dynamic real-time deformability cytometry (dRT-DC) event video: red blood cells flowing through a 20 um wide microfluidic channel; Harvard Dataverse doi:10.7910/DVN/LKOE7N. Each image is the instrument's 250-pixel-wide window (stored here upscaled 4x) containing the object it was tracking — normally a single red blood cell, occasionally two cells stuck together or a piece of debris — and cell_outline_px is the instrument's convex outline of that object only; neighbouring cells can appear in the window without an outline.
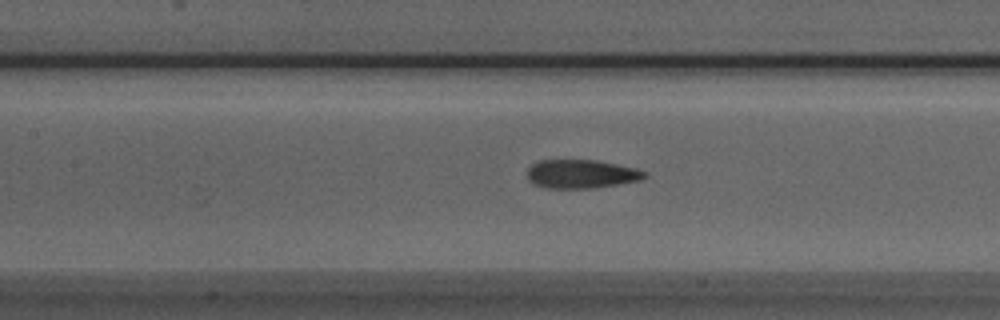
{"species": "Egyptian fruit bat (a non-hibernating species)", "species_latin": "Rousettus aegyptiacus", "temperature_condition": "room temperature", "stored_images_in_passage": 28, "camera_frame_rate_fps": 3000, "um_per_image_px": 0.085, "animal": {"sex": "male"}, "frame": {"image": 1, "passage_image": 9, "time_ms": 2.667, "image_size_px": [1000, 320], "cell_outline_px": [[648, 176], [640, 180], [616, 184], [588, 188], [548, 188], [532, 184], [528, 180], [528, 168], [532, 164], [540, 160], [596, 160], [636, 168], [648, 172]], "centroid_in_image_um": [49.4, 14.78], "position_along_channel_um": 158.0, "area_um2": 19.54}}
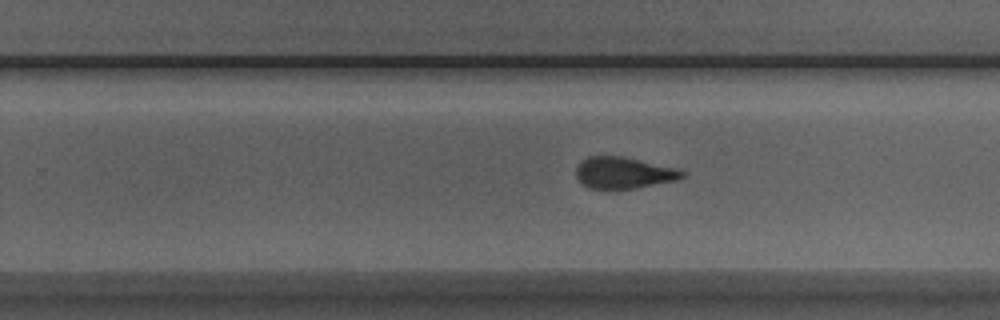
{"frame": {"image": 2, "passage_image": 18, "time_ms": 5.667, "image_size_px": [1000, 320], "cell_outline_px": [[688, 172], [680, 180], [636, 188], [588, 188], [576, 176], [576, 164], [580, 160], [588, 156], [624, 156], [680, 168]], "centroid_in_image_um": [53.08, 14.66], "position_along_channel_um": 276.7, "area_um2": 19.88}}
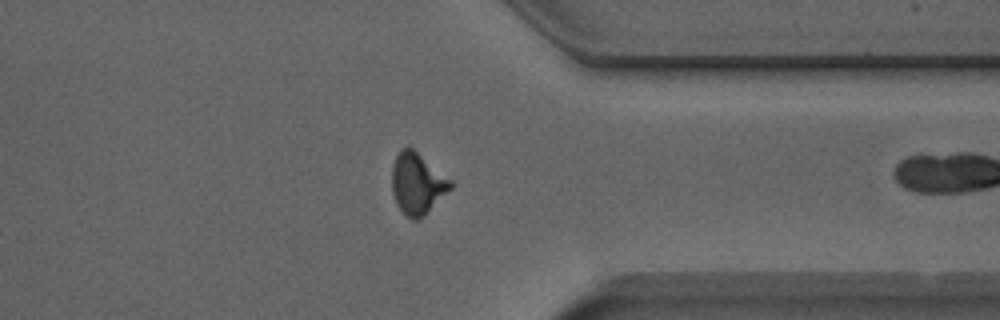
{"frame": {"image": 3, "passage_image": 26, "time_ms": 8.333, "image_size_px": [1000, 320], "cell_outline_px": [[452, 188], [424, 216], [416, 220], [412, 220], [400, 208], [392, 192], [392, 164], [400, 148], [412, 148], [452, 180]], "centroid_in_image_um": [35.48, 15.6], "position_along_channel_um": 375.9, "area_um2": 20.69}}